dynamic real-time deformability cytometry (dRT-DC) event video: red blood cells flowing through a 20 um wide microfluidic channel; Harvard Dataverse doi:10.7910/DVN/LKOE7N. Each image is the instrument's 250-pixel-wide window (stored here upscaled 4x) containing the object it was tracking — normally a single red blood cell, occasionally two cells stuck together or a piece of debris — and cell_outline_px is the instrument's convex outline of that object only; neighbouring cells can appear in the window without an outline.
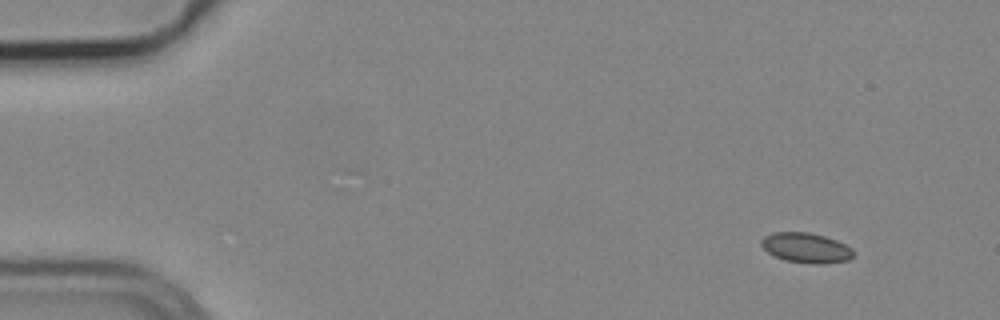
{"species": "common noctule bat (a hibernating species)", "species_latin": "Nyctalus noctula", "temperature_condition": "cold", "stored_images_in_passage": 51, "camera_frame_rate_fps": 3000, "um_per_image_px": 0.085, "animal": {"sex": "male", "body_mass_g": 19.2, "forearm_length_mm": 51.8}, "frame": {"image": 1, "passage_image": 1, "time_ms": 0.0, "image_size_px": [1000, 320], "cell_outline_px": [[852, 256], [848, 260], [820, 264], [816, 264], [784, 260], [768, 252], [760, 244], [760, 240], [764, 236], [772, 232], [808, 232], [824, 236], [836, 240], [852, 248]], "centroid_in_image_um": [68.48, 21.05], "position_along_channel_um": 16.5, "area_um2": 15.95}}
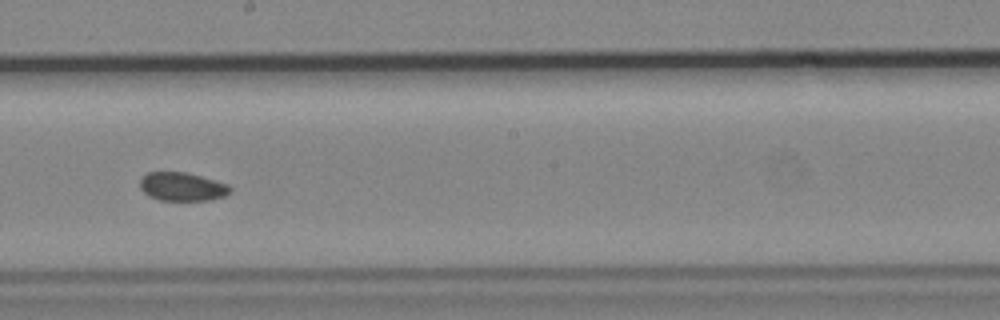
{"frame": {"image": 2, "passage_image": 27, "time_ms": 8.667, "image_size_px": [1000, 320], "cell_outline_px": [[232, 192], [224, 196], [208, 200], [160, 200], [148, 196], [140, 188], [140, 176], [148, 172], [184, 172], [200, 176], [228, 184], [232, 188]], "centroid_in_image_um": [15.47, 15.86], "position_along_channel_um": 232.7, "area_um2": 15.03}}
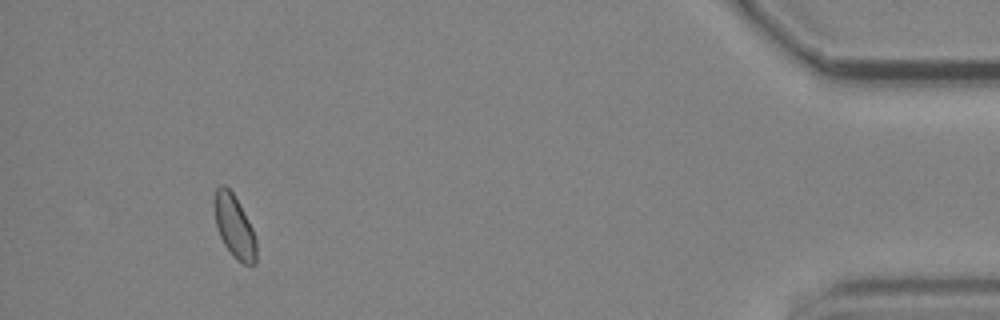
{"frame": {"image": 3, "passage_image": 47, "time_ms": 15.333, "image_size_px": [1000, 320], "cell_outline_px": [[256, 264], [244, 264], [236, 260], [232, 256], [224, 244], [216, 228], [212, 204], [212, 200], [216, 188], [220, 184], [224, 184], [232, 192], [240, 204], [252, 228], [256, 240]], "centroid_in_image_um": [19.88, 19.22], "position_along_channel_um": 415.3, "area_um2": 15.72}}